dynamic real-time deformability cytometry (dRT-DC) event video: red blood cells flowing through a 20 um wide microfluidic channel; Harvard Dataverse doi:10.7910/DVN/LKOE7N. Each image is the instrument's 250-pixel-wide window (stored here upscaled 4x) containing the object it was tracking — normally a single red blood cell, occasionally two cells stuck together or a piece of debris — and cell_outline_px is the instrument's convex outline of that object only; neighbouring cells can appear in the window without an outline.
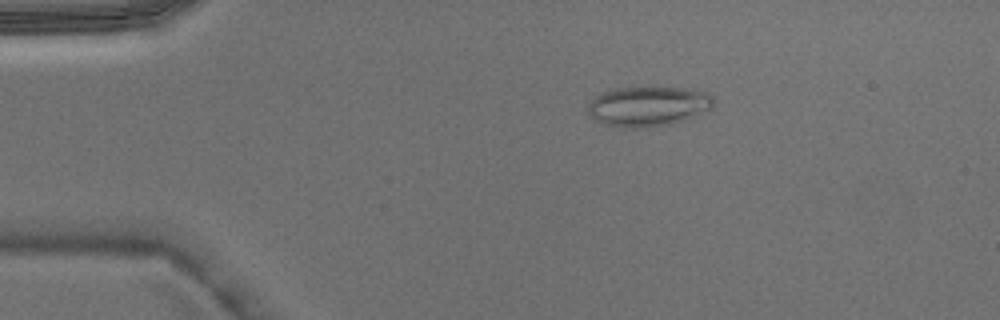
{"species": "Egyptian fruit bat (a non-hibernating species)", "species_latin": "Rousettus aegyptiacus", "temperature_condition": "warm", "stored_images_in_passage": 5, "camera_frame_rate_fps": 3000, "um_per_image_px": 0.085, "animal": {"sex": "male"}, "frame": {"image": 1, "passage_image": 3, "time_ms": 0.667, "image_size_px": [1000, 320], "cell_outline_px": [[716, 100], [712, 108], [708, 112], [672, 124], [644, 128], [616, 128], [604, 124], [596, 120], [588, 112], [588, 104], [596, 96], [604, 92], [616, 88], [648, 84], [684, 88], [708, 92]], "centroid_in_image_um": [55.15, 9.0], "position_along_channel_um": 29.9, "area_um2": 30.52}}